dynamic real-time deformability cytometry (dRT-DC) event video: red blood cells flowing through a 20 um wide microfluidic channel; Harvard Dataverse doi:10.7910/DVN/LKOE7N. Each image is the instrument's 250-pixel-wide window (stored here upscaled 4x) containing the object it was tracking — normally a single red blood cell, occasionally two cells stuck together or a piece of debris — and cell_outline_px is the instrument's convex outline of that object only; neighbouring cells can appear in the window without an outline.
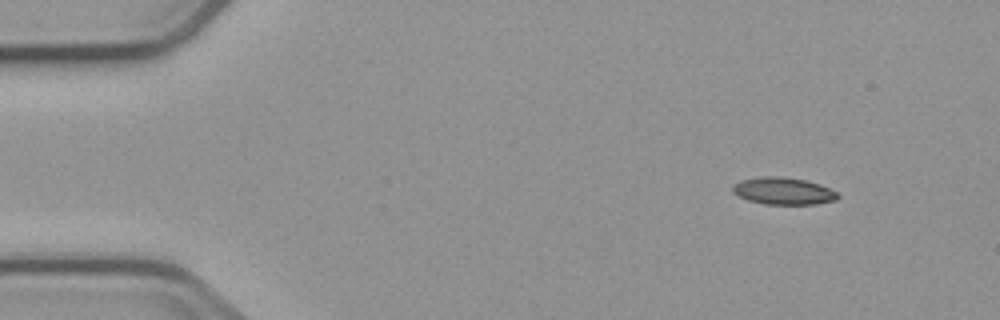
{"species": "common noctule bat (a hibernating species)", "species_latin": "Nyctalus noctula", "temperature_condition": "cold", "stored_images_in_passage": 4, "camera_frame_rate_fps": 3000, "um_per_image_px": 0.085, "animal": {"sex": "male", "body_mass_g": 23.1, "forearm_length_mm": 52.7}, "frame": {"image": 1, "passage_image": 1, "time_ms": 0.0, "image_size_px": [1000, 320], "cell_outline_px": [[840, 196], [836, 200], [816, 204], [764, 204], [748, 200], [732, 192], [732, 184], [740, 180], [764, 176], [784, 176], [804, 180], [820, 184], [836, 192]], "centroid_in_image_um": [66.56, 16.23], "position_along_channel_um": 18.4, "area_um2": 16.65}}
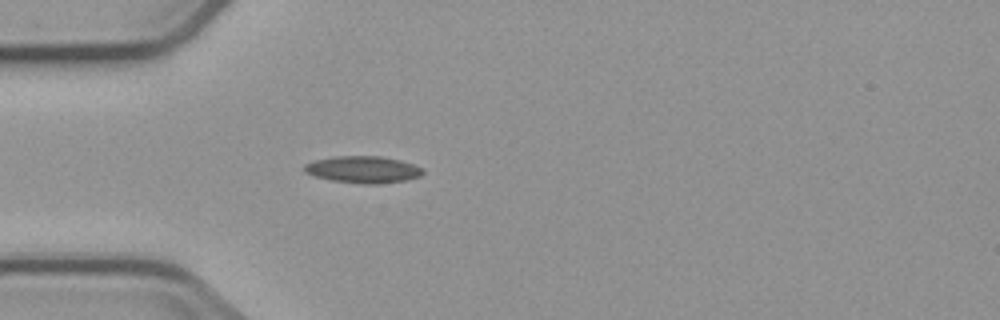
{"frame": {"image": 2, "passage_image": 4, "time_ms": 3.333, "image_size_px": [1000, 320], "cell_outline_px": [[424, 172], [420, 176], [404, 180], [376, 184], [364, 184], [332, 180], [316, 176], [304, 172], [304, 164], [312, 160], [332, 156], [380, 156], [400, 160], [412, 164], [420, 168]], "centroid_in_image_um": [30.8, 14.4], "position_along_channel_um": 54.2, "area_um2": 18.44}}